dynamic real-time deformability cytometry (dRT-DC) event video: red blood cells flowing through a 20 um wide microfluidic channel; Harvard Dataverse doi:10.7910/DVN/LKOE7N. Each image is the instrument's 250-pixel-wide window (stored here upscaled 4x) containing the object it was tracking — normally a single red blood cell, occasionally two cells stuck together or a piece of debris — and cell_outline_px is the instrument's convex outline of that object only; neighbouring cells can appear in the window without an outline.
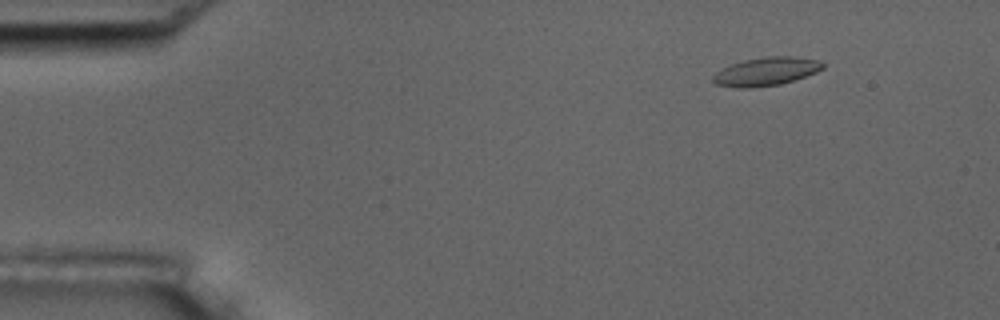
{"species": "common noctule bat (a hibernating species)", "species_latin": "Nyctalus noctula", "temperature_condition": "room temperature", "stored_images_in_passage": 5, "camera_frame_rate_fps": 3000, "um_per_image_px": 0.085, "animal": {"sex": "male", "body_mass_g": 17.5, "forearm_length_mm": 52.3}, "frame": {"image": 1, "passage_image": 2, "time_ms": 2.0, "image_size_px": [1000, 320], "cell_outline_px": [[824, 68], [816, 72], [780, 84], [752, 88], [736, 88], [716, 84], [712, 80], [712, 76], [716, 72], [728, 64], [744, 60], [768, 56], [792, 56], [816, 60], [824, 64]], "centroid_in_image_um": [65.06, 6.08], "position_along_channel_um": 19.9, "area_um2": 18.09}}
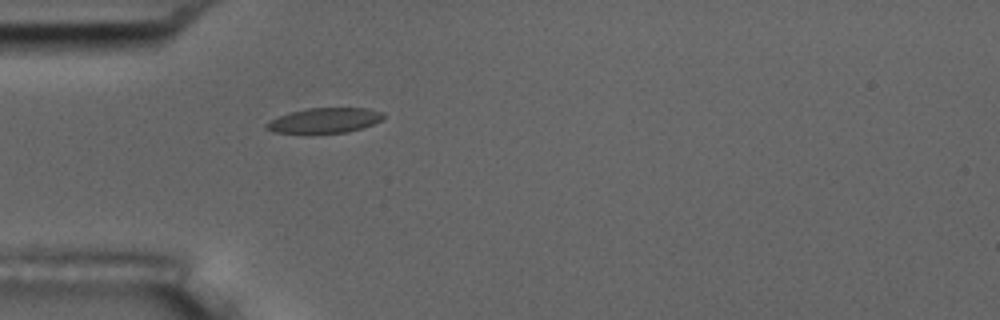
{"frame": {"image": 2, "passage_image": 5, "time_ms": 5.333, "image_size_px": [1000, 320], "cell_outline_px": [[384, 116], [380, 120], [364, 128], [348, 132], [272, 132], [264, 128], [264, 124], [268, 120], [292, 112], [308, 108], [368, 108], [384, 112]], "centroid_in_image_um": [27.59, 10.22], "position_along_channel_um": 57.4, "area_um2": 16.88}}